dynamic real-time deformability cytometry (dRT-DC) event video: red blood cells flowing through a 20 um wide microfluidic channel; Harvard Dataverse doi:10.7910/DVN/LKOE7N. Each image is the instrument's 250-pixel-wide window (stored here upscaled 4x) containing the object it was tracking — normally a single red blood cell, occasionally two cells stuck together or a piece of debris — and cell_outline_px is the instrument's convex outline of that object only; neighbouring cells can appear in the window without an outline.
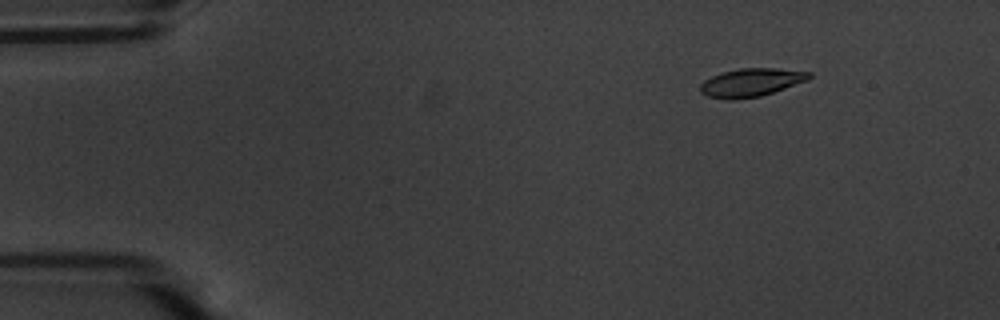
{"species": "common noctule bat (a hibernating species)", "species_latin": "Nyctalus noctula", "temperature_condition": "warm", "stored_images_in_passage": 57, "camera_frame_rate_fps": 3000, "um_per_image_px": 0.085, "animal": {"sex": "male", "body_mass_g": 20.1, "forearm_length_mm": 53.5}, "frame": {"image": 1, "passage_image": 8, "time_ms": 2.333, "image_size_px": [1000, 320], "cell_outline_px": [[812, 76], [808, 80], [760, 96], [732, 100], [728, 100], [708, 96], [700, 92], [700, 84], [704, 80], [712, 76], [724, 72], [740, 68], [776, 68], [812, 72]], "centroid_in_image_um": [63.84, 7.01], "position_along_channel_um": 21.2, "area_um2": 17.8}}
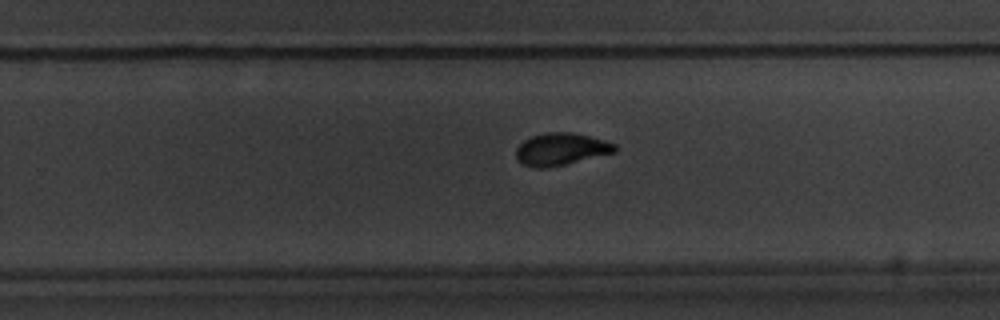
{"frame": {"image": 2, "passage_image": 37, "time_ms": 12.0, "image_size_px": [1000, 320], "cell_outline_px": [[616, 152], [548, 168], [532, 168], [520, 164], [516, 160], [516, 148], [524, 140], [532, 136], [548, 132], [572, 132], [604, 140], [616, 144]], "centroid_in_image_um": [47.64, 12.69], "position_along_channel_um": 282.2, "area_um2": 18.67}}
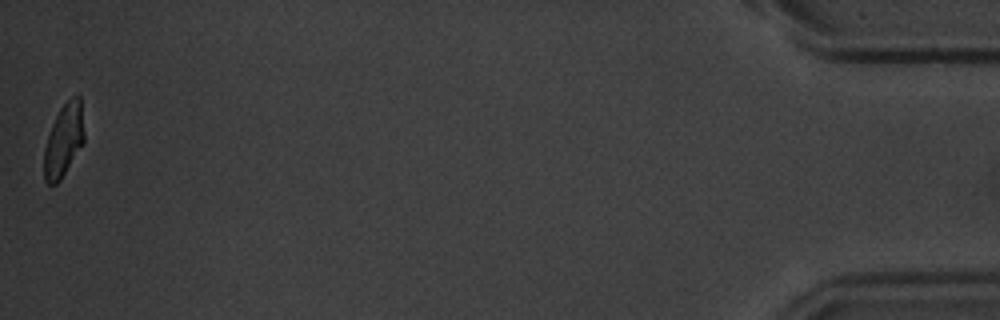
{"frame": {"image": 3, "passage_image": 57, "time_ms": 18.667, "image_size_px": [1000, 320], "cell_outline_px": [[84, 144], [60, 180], [56, 184], [48, 184], [44, 180], [44, 148], [52, 124], [60, 108], [72, 96], [80, 96], [84, 132]], "centroid_in_image_um": [5.42, 11.94], "position_along_channel_um": 429.8, "area_um2": 16.99}, "authors_computed_cell_mechanics": {"area_um2": 18.2648, "velocity_mm_per_s": 3.5968, "shape_relaxation_time_tau1_ms": 2.6755, "shape_relaxation_time_tau2_ms": 1.2035, "deformation_change_tau1": 0.1601, "deformation_change_tau2": 0.0576}}